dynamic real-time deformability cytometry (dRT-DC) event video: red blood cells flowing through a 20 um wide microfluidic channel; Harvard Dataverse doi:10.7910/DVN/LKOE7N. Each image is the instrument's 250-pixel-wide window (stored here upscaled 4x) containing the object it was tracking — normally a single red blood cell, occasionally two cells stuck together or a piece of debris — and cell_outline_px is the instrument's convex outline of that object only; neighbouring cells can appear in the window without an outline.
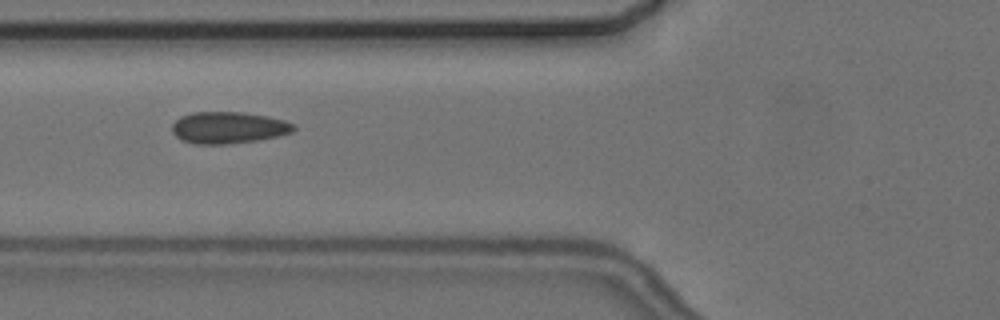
{"species": "common noctule bat (a hibernating species)", "species_latin": "Nyctalus noctula", "temperature_condition": "cold", "stored_images_in_passage": 4, "camera_frame_rate_fps": 3000, "um_per_image_px": 0.085, "animal": {"sex": "female", "body_mass_g": 24.6, "forearm_length_mm": 56.2}, "frame": {"image": 1, "passage_image": 3, "time_ms": 2.333, "image_size_px": [1000, 320], "cell_outline_px": [[296, 128], [292, 132], [276, 136], [256, 140], [228, 144], [196, 144], [180, 140], [172, 132], [172, 124], [180, 116], [192, 112], [244, 112], [268, 116], [284, 120], [292, 124]], "centroid_in_image_um": [19.37, 10.84], "position_along_channel_um": 106.4, "area_um2": 22.48}}
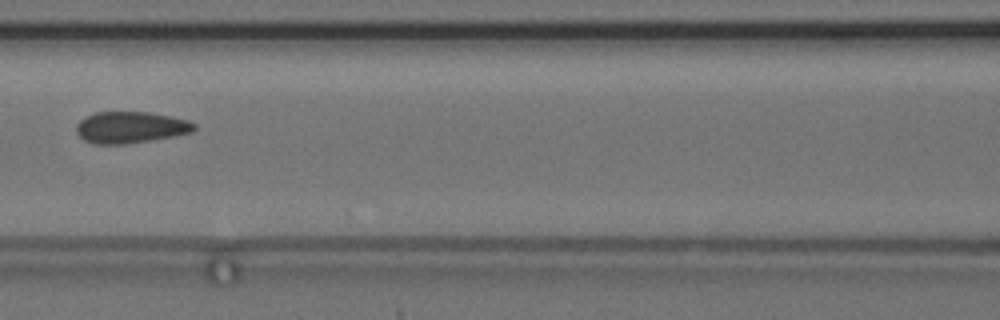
{"frame": {"image": 2, "passage_image": 4, "time_ms": 3.667, "image_size_px": [1000, 320], "cell_outline_px": [[196, 128], [192, 132], [172, 136], [128, 144], [96, 144], [84, 140], [76, 132], [76, 124], [84, 116], [96, 112], [148, 112], [172, 116], [188, 120], [196, 124]], "centroid_in_image_um": [11.08, 10.82], "position_along_channel_um": 155.5, "area_um2": 21.73}}